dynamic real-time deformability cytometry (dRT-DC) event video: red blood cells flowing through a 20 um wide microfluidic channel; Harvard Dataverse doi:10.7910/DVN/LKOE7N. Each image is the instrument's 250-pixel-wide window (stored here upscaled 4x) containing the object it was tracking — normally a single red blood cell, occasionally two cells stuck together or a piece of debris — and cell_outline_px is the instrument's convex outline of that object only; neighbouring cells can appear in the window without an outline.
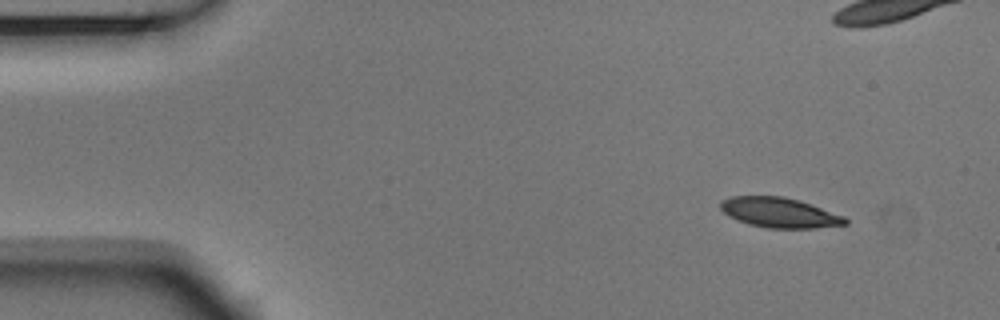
{"species": "Egyptian fruit bat (a non-hibernating species)", "species_latin": "Rousettus aegyptiacus", "temperature_condition": "room temperature", "stored_images_in_passage": 5, "camera_frame_rate_fps": 3000, "um_per_image_px": 0.085, "animal": {"sex": "male"}, "frame": {"image": 1, "passage_image": 1, "time_ms": 0.0, "image_size_px": [1000, 320], "cell_outline_px": [[848, 224], [816, 228], [768, 228], [748, 224], [736, 220], [728, 216], [720, 208], [720, 200], [732, 196], [784, 196], [800, 200], [844, 216], [848, 220]], "centroid_in_image_um": [66.24, 18.07], "position_along_channel_um": 18.8, "area_um2": 21.96}}
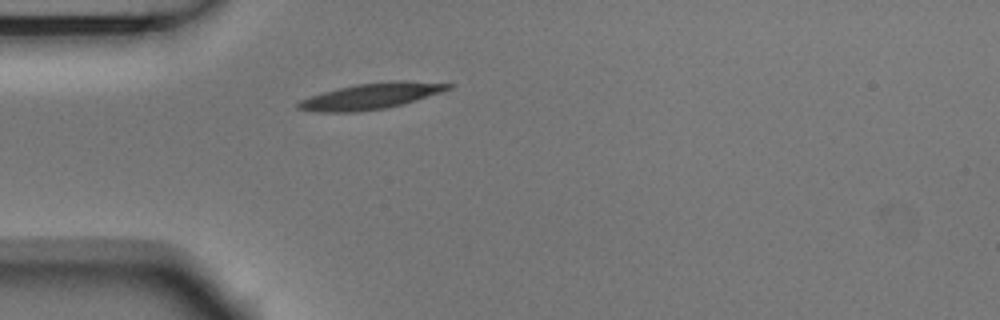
{"frame": {"image": 2, "passage_image": 5, "time_ms": 1.333, "image_size_px": [1000, 320], "cell_outline_px": [[456, 84], [452, 88], [404, 104], [388, 108], [356, 112], [316, 112], [296, 108], [296, 104], [300, 100], [336, 88], [356, 84], [392, 80], [404, 80]], "centroid_in_image_um": [31.55, 8.16], "position_along_channel_um": 53.4, "area_um2": 22.83}}